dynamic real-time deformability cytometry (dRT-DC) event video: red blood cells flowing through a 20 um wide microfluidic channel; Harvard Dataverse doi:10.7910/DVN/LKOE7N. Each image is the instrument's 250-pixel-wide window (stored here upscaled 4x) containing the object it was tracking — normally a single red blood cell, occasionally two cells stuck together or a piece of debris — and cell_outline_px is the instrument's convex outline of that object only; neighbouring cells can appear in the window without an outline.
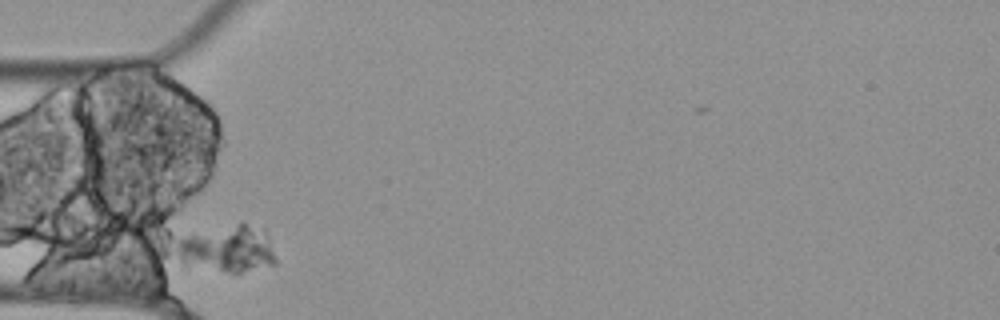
{"species": "Egyptian fruit bat (a non-hibernating species)", "species_latin": "Rousettus aegyptiacus", "temperature_condition": "cold", "stored_images_in_passage": 36, "camera_frame_rate_fps": 3000, "um_per_image_px": 0.085, "animal": {"sex": "female"}, "frame": {"image": 1, "passage_image": 1, "time_ms": 0.0, "image_size_px": [1000, 320], "cell_outline_px": [[276, 264], [240, 272], [224, 272], [184, 268], [180, 264], [176, 256], [176, 236], [244, 220], [264, 228], [268, 232], [276, 256]], "centroid_in_image_um": [19.25, 21.11], "position_along_channel_um": 65.7, "area_um2": 29.25}}
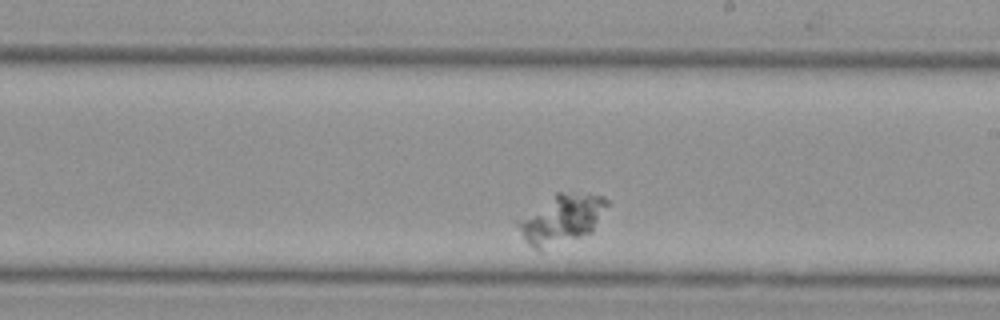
{"frame": {"image": 2, "passage_image": 17, "time_ms": 5.333, "image_size_px": [1000, 320], "cell_outline_px": [[608, 204], [592, 232], [540, 252], [532, 248], [524, 240], [516, 224], [516, 220], [556, 192], [560, 192], [604, 196], [608, 200]], "centroid_in_image_um": [47.68, 18.65], "position_along_channel_um": 241.3, "area_um2": 25.61}}
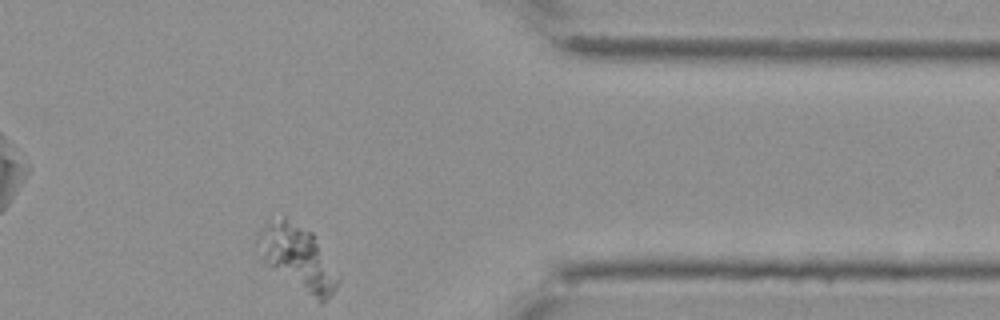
{"frame": {"image": 3, "passage_image": 32, "time_ms": 10.333, "image_size_px": [1000, 320], "cell_outline_px": [[340, 280], [336, 288], [320, 304], [268, 264], [260, 256], [256, 244], [256, 236], [264, 224], [268, 220], [284, 216], [312, 232], [340, 276]], "centroid_in_image_um": [25.3, 21.86], "position_along_channel_um": 386.1, "area_um2": 29.77}}